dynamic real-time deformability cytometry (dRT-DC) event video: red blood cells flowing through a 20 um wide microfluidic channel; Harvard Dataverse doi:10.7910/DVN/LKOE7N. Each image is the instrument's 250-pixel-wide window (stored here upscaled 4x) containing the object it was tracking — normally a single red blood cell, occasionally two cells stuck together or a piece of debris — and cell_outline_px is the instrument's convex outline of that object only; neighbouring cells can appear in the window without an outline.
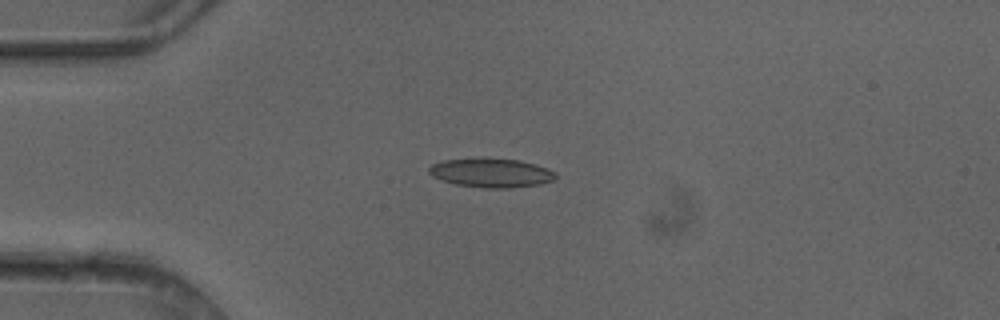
{"species": "common noctule bat (a hibernating species)", "species_latin": "Nyctalus noctula", "temperature_condition": "cold", "stored_images_in_passage": 5, "camera_frame_rate_fps": 3000, "um_per_image_px": 0.085, "animal": {"sex": "female"}, "frame": {"image": 1, "passage_image": 3, "time_ms": 0.667, "image_size_px": [1000, 320], "cell_outline_px": [[556, 176], [552, 180], [540, 184], [508, 188], [488, 188], [456, 184], [440, 180], [432, 176], [428, 172], [428, 168], [432, 164], [444, 160], [520, 160], [536, 164], [548, 168], [556, 172]], "centroid_in_image_um": [41.77, 14.72], "position_along_channel_um": 43.2, "area_um2": 20.81}}
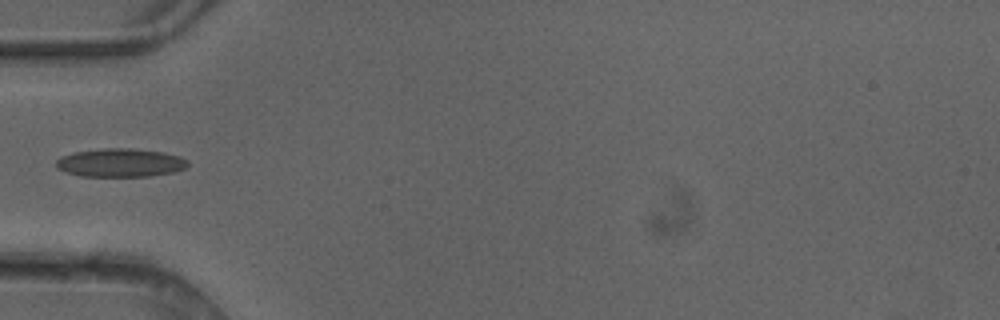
{"frame": {"image": 2, "passage_image": 4, "time_ms": 1.0, "image_size_px": [1000, 320], "cell_outline_px": [[188, 164], [184, 168], [172, 172], [152, 176], [80, 176], [64, 172], [56, 168], [56, 160], [60, 156], [72, 152], [104, 148], [132, 148], [164, 152], [180, 156], [188, 160]], "centroid_in_image_um": [10.19, 13.82], "position_along_channel_um": 74.8, "area_um2": 22.02}}
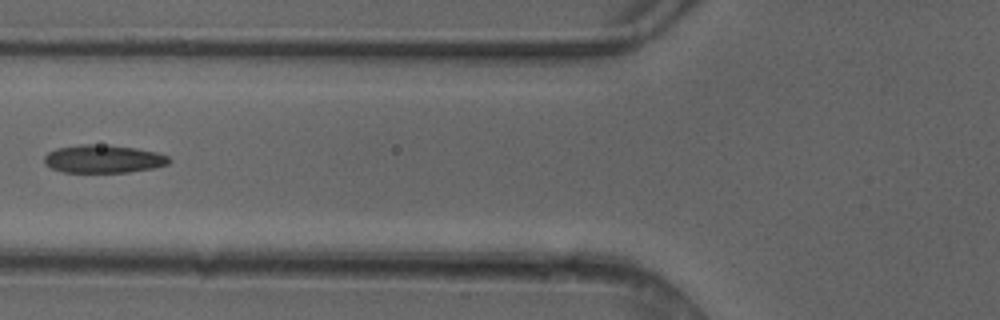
{"frame": {"image": 3, "passage_image": 5, "time_ms": 1.333, "image_size_px": [1000, 320], "cell_outline_px": [[172, 160], [168, 164], [152, 168], [128, 172], [64, 172], [52, 168], [44, 164], [44, 156], [48, 152], [56, 148], [80, 144], [92, 144], [136, 148], [156, 152], [168, 156]], "centroid_in_image_um": [8.77, 13.51], "position_along_channel_um": 117.0, "area_um2": 20.29}}